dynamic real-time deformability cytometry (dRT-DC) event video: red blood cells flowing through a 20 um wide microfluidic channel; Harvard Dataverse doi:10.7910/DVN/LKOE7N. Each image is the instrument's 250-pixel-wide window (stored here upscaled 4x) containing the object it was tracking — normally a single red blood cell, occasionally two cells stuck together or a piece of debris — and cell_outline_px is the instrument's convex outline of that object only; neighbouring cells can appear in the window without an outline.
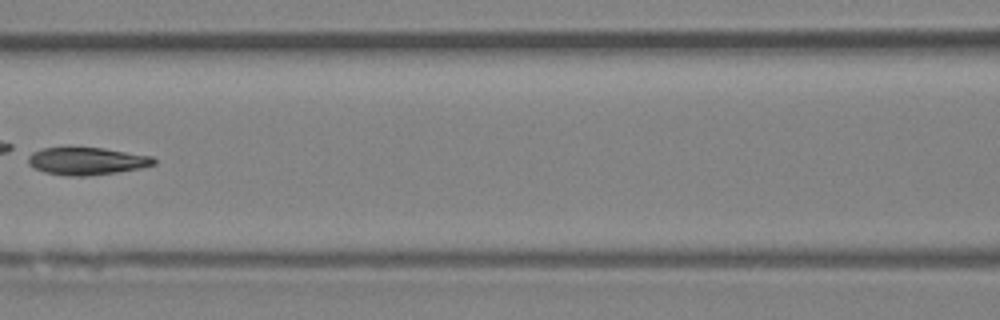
{"species": "Egyptian fruit bat (a non-hibernating species)", "species_latin": "Rousettus aegyptiacus", "temperature_condition": "room temperature", "stored_images_in_passage": 8, "camera_frame_rate_fps": 3000, "um_per_image_px": 0.085, "animal": {"sex": "female"}, "frame": {"image": 1, "passage_image": 6, "time_ms": 6.667, "image_size_px": [1000, 320], "cell_outline_px": [[156, 164], [140, 168], [116, 172], [88, 176], [64, 176], [44, 172], [32, 168], [28, 164], [28, 156], [32, 152], [44, 148], [104, 148], [152, 156], [156, 160]], "centroid_in_image_um": [7.36, 13.7], "position_along_channel_um": 159.2, "area_um2": 20.17}}
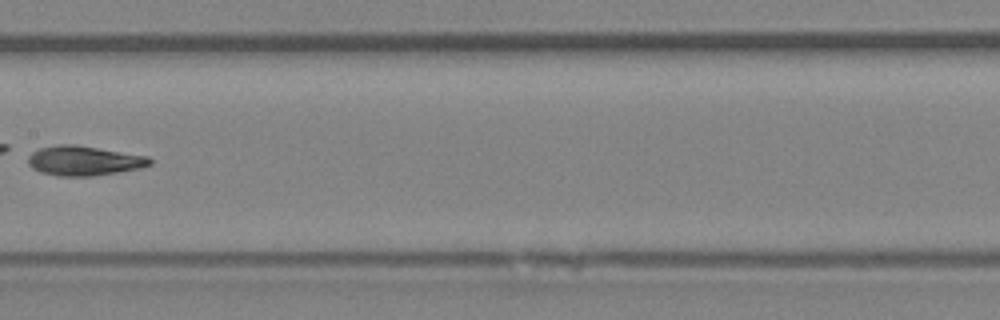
{"frame": {"image": 2, "passage_image": 7, "time_ms": 7.667, "image_size_px": [1000, 320], "cell_outline_px": [[152, 164], [140, 168], [92, 176], [60, 176], [40, 172], [32, 168], [28, 164], [28, 156], [32, 152], [40, 148], [56, 144], [72, 144], [148, 156], [152, 160]], "centroid_in_image_um": [7.11, 13.66], "position_along_channel_um": 200.3, "area_um2": 20.92}}